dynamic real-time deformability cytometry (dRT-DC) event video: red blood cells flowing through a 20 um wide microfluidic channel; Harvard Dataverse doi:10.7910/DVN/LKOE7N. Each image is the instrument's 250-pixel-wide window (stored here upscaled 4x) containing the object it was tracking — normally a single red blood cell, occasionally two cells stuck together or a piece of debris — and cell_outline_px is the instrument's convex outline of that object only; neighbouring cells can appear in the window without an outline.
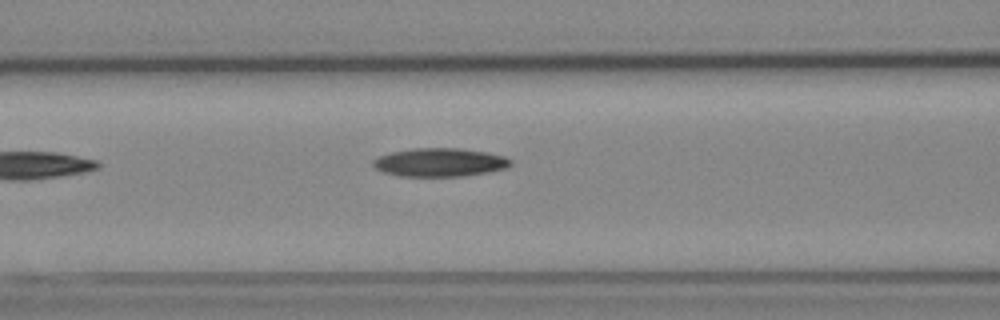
{"species": "Egyptian fruit bat (a non-hibernating species)", "species_latin": "Rousettus aegyptiacus", "temperature_condition": "cold", "stored_images_in_passage": 3, "camera_frame_rate_fps": 3000, "um_per_image_px": 0.085, "animal": {"sex": "female"}, "frame": {"image": 1, "passage_image": 3, "time_ms": 2.333, "image_size_px": [1000, 320], "cell_outline_px": [[512, 164], [508, 168], [488, 172], [464, 176], [400, 176], [384, 172], [376, 168], [372, 164], [372, 160], [380, 156], [392, 152], [412, 148], [460, 148], [488, 152], [504, 156], [512, 160]], "centroid_in_image_um": [37.42, 13.79], "position_along_channel_um": 129.2, "area_um2": 22.89}}